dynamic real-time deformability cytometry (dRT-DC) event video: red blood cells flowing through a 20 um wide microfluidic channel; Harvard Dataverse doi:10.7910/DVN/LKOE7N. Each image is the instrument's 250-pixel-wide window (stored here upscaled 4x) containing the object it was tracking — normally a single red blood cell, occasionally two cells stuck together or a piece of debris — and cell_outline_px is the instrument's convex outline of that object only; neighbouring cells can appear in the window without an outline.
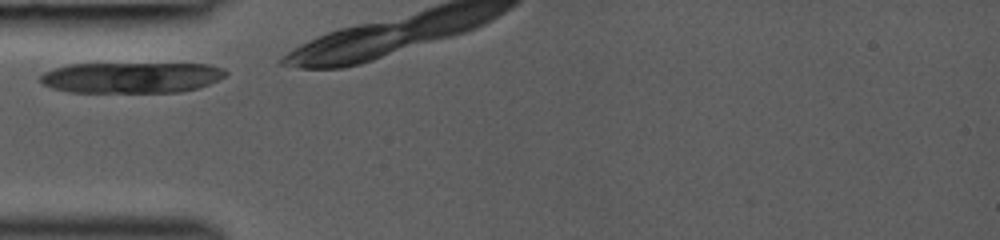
{"species": "common noctule bat (a hibernating species)", "species_latin": "Nyctalus noctula", "temperature_condition": "room temperature", "stored_images_in_passage": 3, "camera_frame_rate_fps": 3000, "um_per_image_px": 0.085, "animal": {"sex": "female", "body_mass_g": 19.0, "forearm_length_mm": 53.3}, "frame": {"image": 1, "passage_image": 1, "time_ms": 0.0, "image_size_px": [1000, 240], "cell_outline_px": [[228, 72], [224, 76], [208, 84], [196, 88], [180, 92], [68, 92], [52, 88], [44, 84], [40, 80], [40, 76], [44, 72], [68, 64], [208, 64], [224, 68]], "centroid_in_image_um": [11.16, 6.59], "position_along_channel_um": 73.8, "area_um2": 33.12}}